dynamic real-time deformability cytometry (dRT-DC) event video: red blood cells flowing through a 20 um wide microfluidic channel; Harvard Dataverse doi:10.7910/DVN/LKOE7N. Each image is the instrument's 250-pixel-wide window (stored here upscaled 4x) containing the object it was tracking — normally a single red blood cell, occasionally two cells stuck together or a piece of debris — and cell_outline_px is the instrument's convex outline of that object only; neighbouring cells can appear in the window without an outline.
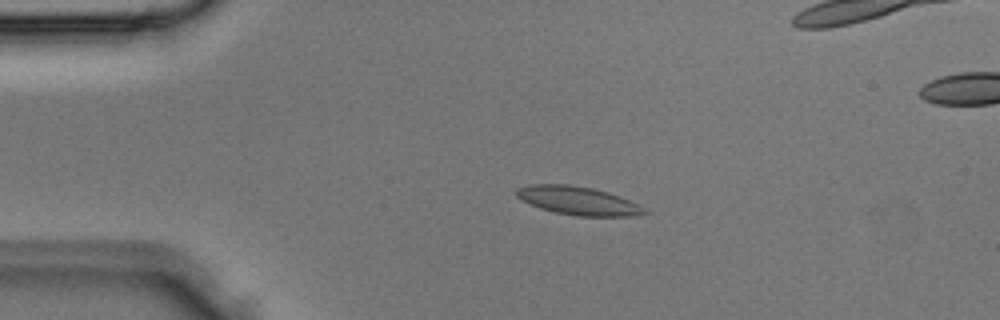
{"species": "Egyptian fruit bat (a non-hibernating species)", "species_latin": "Rousettus aegyptiacus", "temperature_condition": "room temperature", "stored_images_in_passage": 4, "camera_frame_rate_fps": 3000, "um_per_image_px": 0.085, "animal": {"sex": "male"}, "frame": {"image": 1, "passage_image": 2, "time_ms": 0.333, "image_size_px": [1000, 320], "cell_outline_px": [[648, 212], [632, 216], [576, 216], [556, 212], [540, 208], [516, 196], [516, 188], [528, 184], [568, 184], [592, 188], [608, 192], [620, 196], [640, 204]], "centroid_in_image_um": [49.15, 17.05], "position_along_channel_um": 35.8, "area_um2": 21.1}}
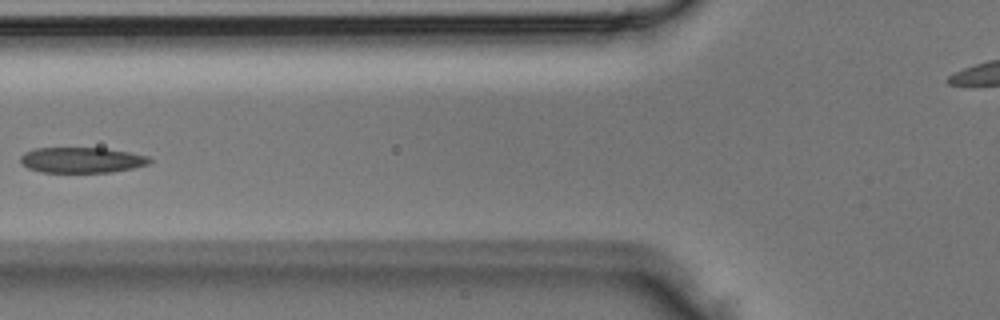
{"frame": {"image": 2, "passage_image": 4, "time_ms": 1.0, "image_size_px": [1000, 320], "cell_outline_px": [[152, 160], [148, 164], [132, 168], [112, 172], [40, 172], [28, 168], [20, 164], [20, 156], [24, 152], [32, 148], [104, 148], [128, 152], [148, 156]], "centroid_in_image_um": [6.89, 13.6], "position_along_channel_um": 118.9, "area_um2": 19.31}}